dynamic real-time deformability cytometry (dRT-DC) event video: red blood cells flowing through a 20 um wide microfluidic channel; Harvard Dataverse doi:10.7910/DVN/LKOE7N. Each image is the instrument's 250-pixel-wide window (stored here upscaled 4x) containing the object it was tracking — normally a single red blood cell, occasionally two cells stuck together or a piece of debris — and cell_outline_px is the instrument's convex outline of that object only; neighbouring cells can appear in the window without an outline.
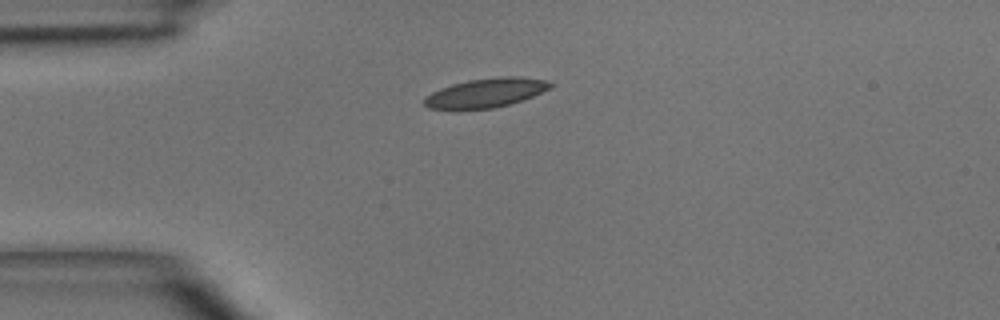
{"species": "common noctule bat (a hibernating species)", "species_latin": "Nyctalus noctula", "temperature_condition": "room temperature", "stored_images_in_passage": 1, "camera_frame_rate_fps": 3000, "um_per_image_px": 0.085, "animal": {"sex": "male", "body_mass_g": 15.6}, "frame": {"image": 1, "passage_image": 1, "time_ms": 0.0, "image_size_px": [1000, 320], "cell_outline_px": [[552, 88], [532, 96], [508, 104], [492, 108], [428, 108], [424, 104], [424, 100], [432, 92], [440, 88], [452, 84], [468, 80], [500, 76], [516, 76], [544, 80], [552, 84]], "centroid_in_image_um": [41.31, 7.87], "position_along_channel_um": 43.7, "area_um2": 20.87}}